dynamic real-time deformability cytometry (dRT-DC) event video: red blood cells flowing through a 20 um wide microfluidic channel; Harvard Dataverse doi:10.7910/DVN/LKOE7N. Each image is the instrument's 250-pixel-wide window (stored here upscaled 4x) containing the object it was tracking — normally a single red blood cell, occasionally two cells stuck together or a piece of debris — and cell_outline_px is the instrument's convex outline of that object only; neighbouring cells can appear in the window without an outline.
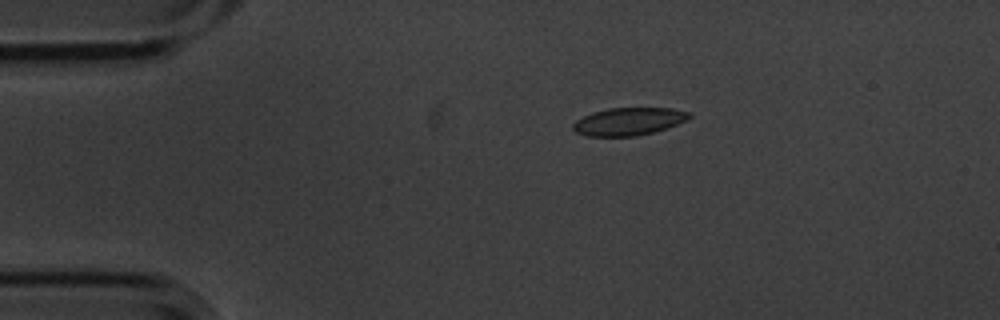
{"species": "common noctule bat (a hibernating species)", "species_latin": "Nyctalus noctula", "temperature_condition": "cold", "stored_images_in_passage": 9, "camera_frame_rate_fps": 3000, "um_per_image_px": 0.085, "animal": {"sex": "male", "body_mass_g": 20.1, "forearm_length_mm": 53.5}, "frame": {"image": 1, "passage_image": 3, "time_ms": 0.667, "image_size_px": [1000, 320], "cell_outline_px": [[692, 116], [688, 120], [652, 132], [636, 136], [588, 136], [576, 132], [572, 128], [572, 124], [576, 120], [592, 112], [608, 108], [672, 108], [692, 112]], "centroid_in_image_um": [53.44, 10.31], "position_along_channel_um": 31.6, "area_um2": 18.73}}
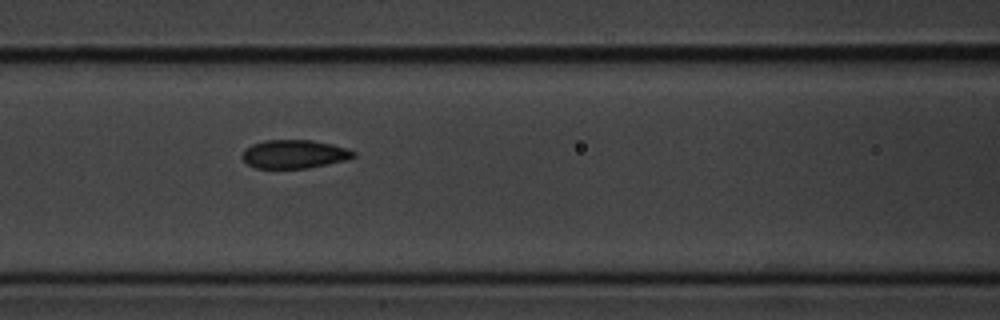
{"frame": {"image": 2, "passage_image": 7, "time_ms": 2.0, "image_size_px": [1000, 320], "cell_outline_px": [[356, 156], [344, 160], [328, 164], [308, 168], [256, 168], [248, 164], [240, 156], [252, 144], [264, 140], [312, 140], [332, 144], [348, 148], [356, 152]], "centroid_in_image_um": [25.03, 13.09], "position_along_channel_um": 141.6, "area_um2": 18.44}}
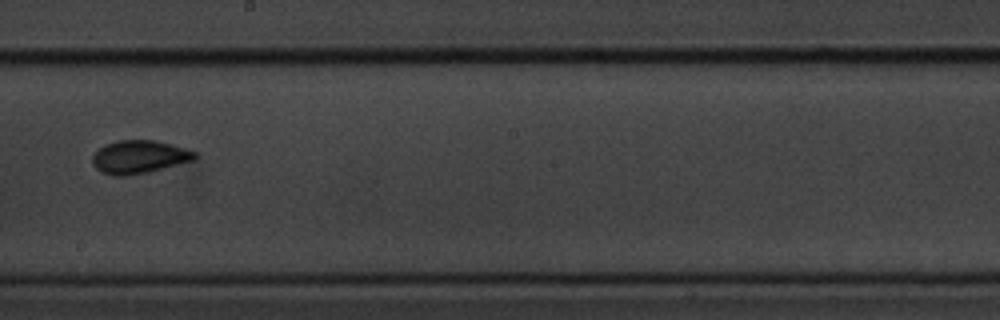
{"frame": {"image": 3, "passage_image": 9, "time_ms": 2.667, "image_size_px": [1000, 320], "cell_outline_px": [[200, 156], [196, 160], [148, 172], [124, 176], [112, 176], [100, 172], [92, 164], [92, 156], [104, 144], [120, 140], [156, 140], [184, 148], [196, 152]], "centroid_in_image_um": [11.84, 13.34], "position_along_channel_um": 236.4, "area_um2": 19.94}}